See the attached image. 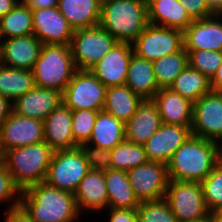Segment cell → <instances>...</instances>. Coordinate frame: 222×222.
I'll use <instances>...</instances> for the list:
<instances>
[{"label":"cell","instance_id":"5","mask_svg":"<svg viewBox=\"0 0 222 222\" xmlns=\"http://www.w3.org/2000/svg\"><path fill=\"white\" fill-rule=\"evenodd\" d=\"M31 71L35 86L63 93L77 71L70 45L43 44Z\"/></svg>","mask_w":222,"mask_h":222},{"label":"cell","instance_id":"51","mask_svg":"<svg viewBox=\"0 0 222 222\" xmlns=\"http://www.w3.org/2000/svg\"><path fill=\"white\" fill-rule=\"evenodd\" d=\"M17 4H26L29 0H14Z\"/></svg>","mask_w":222,"mask_h":222},{"label":"cell","instance_id":"6","mask_svg":"<svg viewBox=\"0 0 222 222\" xmlns=\"http://www.w3.org/2000/svg\"><path fill=\"white\" fill-rule=\"evenodd\" d=\"M89 171L90 167L80 146L58 150L53 153L44 182L74 194L81 179Z\"/></svg>","mask_w":222,"mask_h":222},{"label":"cell","instance_id":"45","mask_svg":"<svg viewBox=\"0 0 222 222\" xmlns=\"http://www.w3.org/2000/svg\"><path fill=\"white\" fill-rule=\"evenodd\" d=\"M13 110L12 102L0 95V127Z\"/></svg>","mask_w":222,"mask_h":222},{"label":"cell","instance_id":"2","mask_svg":"<svg viewBox=\"0 0 222 222\" xmlns=\"http://www.w3.org/2000/svg\"><path fill=\"white\" fill-rule=\"evenodd\" d=\"M20 207L32 222H77L81 216L73 193L46 182L21 191Z\"/></svg>","mask_w":222,"mask_h":222},{"label":"cell","instance_id":"50","mask_svg":"<svg viewBox=\"0 0 222 222\" xmlns=\"http://www.w3.org/2000/svg\"><path fill=\"white\" fill-rule=\"evenodd\" d=\"M186 222H213V219H212V215L211 213L204 217V218H200V219H197V220H191V221H186Z\"/></svg>","mask_w":222,"mask_h":222},{"label":"cell","instance_id":"4","mask_svg":"<svg viewBox=\"0 0 222 222\" xmlns=\"http://www.w3.org/2000/svg\"><path fill=\"white\" fill-rule=\"evenodd\" d=\"M54 150L45 142L5 151L0 161L21 190L45 181Z\"/></svg>","mask_w":222,"mask_h":222},{"label":"cell","instance_id":"25","mask_svg":"<svg viewBox=\"0 0 222 222\" xmlns=\"http://www.w3.org/2000/svg\"><path fill=\"white\" fill-rule=\"evenodd\" d=\"M126 85L143 100H152L160 90L155 79L153 63L132 53Z\"/></svg>","mask_w":222,"mask_h":222},{"label":"cell","instance_id":"52","mask_svg":"<svg viewBox=\"0 0 222 222\" xmlns=\"http://www.w3.org/2000/svg\"><path fill=\"white\" fill-rule=\"evenodd\" d=\"M2 35H1V27H0V45H1V42H2Z\"/></svg>","mask_w":222,"mask_h":222},{"label":"cell","instance_id":"30","mask_svg":"<svg viewBox=\"0 0 222 222\" xmlns=\"http://www.w3.org/2000/svg\"><path fill=\"white\" fill-rule=\"evenodd\" d=\"M35 87L32 71L0 64V95L12 103Z\"/></svg>","mask_w":222,"mask_h":222},{"label":"cell","instance_id":"13","mask_svg":"<svg viewBox=\"0 0 222 222\" xmlns=\"http://www.w3.org/2000/svg\"><path fill=\"white\" fill-rule=\"evenodd\" d=\"M43 141V121L16 114L12 110L0 127V156L5 151Z\"/></svg>","mask_w":222,"mask_h":222},{"label":"cell","instance_id":"44","mask_svg":"<svg viewBox=\"0 0 222 222\" xmlns=\"http://www.w3.org/2000/svg\"><path fill=\"white\" fill-rule=\"evenodd\" d=\"M26 5L31 10L58 7V0H29Z\"/></svg>","mask_w":222,"mask_h":222},{"label":"cell","instance_id":"47","mask_svg":"<svg viewBox=\"0 0 222 222\" xmlns=\"http://www.w3.org/2000/svg\"><path fill=\"white\" fill-rule=\"evenodd\" d=\"M16 4L14 0H0V18L9 13Z\"/></svg>","mask_w":222,"mask_h":222},{"label":"cell","instance_id":"14","mask_svg":"<svg viewBox=\"0 0 222 222\" xmlns=\"http://www.w3.org/2000/svg\"><path fill=\"white\" fill-rule=\"evenodd\" d=\"M132 53L131 43L117 42L90 71L107 88L126 85L127 71Z\"/></svg>","mask_w":222,"mask_h":222},{"label":"cell","instance_id":"43","mask_svg":"<svg viewBox=\"0 0 222 222\" xmlns=\"http://www.w3.org/2000/svg\"><path fill=\"white\" fill-rule=\"evenodd\" d=\"M3 222H32L30 217L23 211L21 207L9 210L4 213Z\"/></svg>","mask_w":222,"mask_h":222},{"label":"cell","instance_id":"39","mask_svg":"<svg viewBox=\"0 0 222 222\" xmlns=\"http://www.w3.org/2000/svg\"><path fill=\"white\" fill-rule=\"evenodd\" d=\"M21 190L15 185L14 180L6 166L0 161V203H7L4 212L20 207Z\"/></svg>","mask_w":222,"mask_h":222},{"label":"cell","instance_id":"49","mask_svg":"<svg viewBox=\"0 0 222 222\" xmlns=\"http://www.w3.org/2000/svg\"><path fill=\"white\" fill-rule=\"evenodd\" d=\"M213 222H222V208L211 213Z\"/></svg>","mask_w":222,"mask_h":222},{"label":"cell","instance_id":"29","mask_svg":"<svg viewBox=\"0 0 222 222\" xmlns=\"http://www.w3.org/2000/svg\"><path fill=\"white\" fill-rule=\"evenodd\" d=\"M124 140L125 123L104 111L98 112L90 140L87 143L111 150Z\"/></svg>","mask_w":222,"mask_h":222},{"label":"cell","instance_id":"28","mask_svg":"<svg viewBox=\"0 0 222 222\" xmlns=\"http://www.w3.org/2000/svg\"><path fill=\"white\" fill-rule=\"evenodd\" d=\"M142 101L127 85L111 86L106 89L103 111L126 124Z\"/></svg>","mask_w":222,"mask_h":222},{"label":"cell","instance_id":"1","mask_svg":"<svg viewBox=\"0 0 222 222\" xmlns=\"http://www.w3.org/2000/svg\"><path fill=\"white\" fill-rule=\"evenodd\" d=\"M222 160V146L191 135L167 163L169 180L201 183Z\"/></svg>","mask_w":222,"mask_h":222},{"label":"cell","instance_id":"48","mask_svg":"<svg viewBox=\"0 0 222 222\" xmlns=\"http://www.w3.org/2000/svg\"><path fill=\"white\" fill-rule=\"evenodd\" d=\"M208 3L216 13H222V0H208Z\"/></svg>","mask_w":222,"mask_h":222},{"label":"cell","instance_id":"15","mask_svg":"<svg viewBox=\"0 0 222 222\" xmlns=\"http://www.w3.org/2000/svg\"><path fill=\"white\" fill-rule=\"evenodd\" d=\"M33 34L43 44L70 45L74 30L58 7L32 10Z\"/></svg>","mask_w":222,"mask_h":222},{"label":"cell","instance_id":"37","mask_svg":"<svg viewBox=\"0 0 222 222\" xmlns=\"http://www.w3.org/2000/svg\"><path fill=\"white\" fill-rule=\"evenodd\" d=\"M186 52L189 66L212 80L222 62V52L209 50Z\"/></svg>","mask_w":222,"mask_h":222},{"label":"cell","instance_id":"31","mask_svg":"<svg viewBox=\"0 0 222 222\" xmlns=\"http://www.w3.org/2000/svg\"><path fill=\"white\" fill-rule=\"evenodd\" d=\"M169 88L192 103L212 91L211 80L189 65L175 78Z\"/></svg>","mask_w":222,"mask_h":222},{"label":"cell","instance_id":"27","mask_svg":"<svg viewBox=\"0 0 222 222\" xmlns=\"http://www.w3.org/2000/svg\"><path fill=\"white\" fill-rule=\"evenodd\" d=\"M105 183L108 208L137 209L140 205L130 184L127 171L113 169L105 171Z\"/></svg>","mask_w":222,"mask_h":222},{"label":"cell","instance_id":"17","mask_svg":"<svg viewBox=\"0 0 222 222\" xmlns=\"http://www.w3.org/2000/svg\"><path fill=\"white\" fill-rule=\"evenodd\" d=\"M185 51L209 50L222 52V13L193 20L183 32Z\"/></svg>","mask_w":222,"mask_h":222},{"label":"cell","instance_id":"8","mask_svg":"<svg viewBox=\"0 0 222 222\" xmlns=\"http://www.w3.org/2000/svg\"><path fill=\"white\" fill-rule=\"evenodd\" d=\"M107 87L90 71L77 70L62 93L63 103L72 111H103Z\"/></svg>","mask_w":222,"mask_h":222},{"label":"cell","instance_id":"40","mask_svg":"<svg viewBox=\"0 0 222 222\" xmlns=\"http://www.w3.org/2000/svg\"><path fill=\"white\" fill-rule=\"evenodd\" d=\"M91 170L107 171L111 169V150L99 148L88 143L80 145Z\"/></svg>","mask_w":222,"mask_h":222},{"label":"cell","instance_id":"46","mask_svg":"<svg viewBox=\"0 0 222 222\" xmlns=\"http://www.w3.org/2000/svg\"><path fill=\"white\" fill-rule=\"evenodd\" d=\"M211 89L212 92L222 94V62L211 80Z\"/></svg>","mask_w":222,"mask_h":222},{"label":"cell","instance_id":"11","mask_svg":"<svg viewBox=\"0 0 222 222\" xmlns=\"http://www.w3.org/2000/svg\"><path fill=\"white\" fill-rule=\"evenodd\" d=\"M191 131L222 146V94L211 91L193 103Z\"/></svg>","mask_w":222,"mask_h":222},{"label":"cell","instance_id":"23","mask_svg":"<svg viewBox=\"0 0 222 222\" xmlns=\"http://www.w3.org/2000/svg\"><path fill=\"white\" fill-rule=\"evenodd\" d=\"M161 117L152 100H143L125 124V140L143 145L161 126Z\"/></svg>","mask_w":222,"mask_h":222},{"label":"cell","instance_id":"12","mask_svg":"<svg viewBox=\"0 0 222 222\" xmlns=\"http://www.w3.org/2000/svg\"><path fill=\"white\" fill-rule=\"evenodd\" d=\"M130 184L139 202L165 197L169 184L167 165L148 161L127 171Z\"/></svg>","mask_w":222,"mask_h":222},{"label":"cell","instance_id":"35","mask_svg":"<svg viewBox=\"0 0 222 222\" xmlns=\"http://www.w3.org/2000/svg\"><path fill=\"white\" fill-rule=\"evenodd\" d=\"M138 222H178L165 198L140 202Z\"/></svg>","mask_w":222,"mask_h":222},{"label":"cell","instance_id":"32","mask_svg":"<svg viewBox=\"0 0 222 222\" xmlns=\"http://www.w3.org/2000/svg\"><path fill=\"white\" fill-rule=\"evenodd\" d=\"M158 87L169 88L175 78L189 65L188 53L181 51L165 55L152 62Z\"/></svg>","mask_w":222,"mask_h":222},{"label":"cell","instance_id":"18","mask_svg":"<svg viewBox=\"0 0 222 222\" xmlns=\"http://www.w3.org/2000/svg\"><path fill=\"white\" fill-rule=\"evenodd\" d=\"M191 135V126L162 123L154 135L143 144L148 160L167 165L174 152Z\"/></svg>","mask_w":222,"mask_h":222},{"label":"cell","instance_id":"38","mask_svg":"<svg viewBox=\"0 0 222 222\" xmlns=\"http://www.w3.org/2000/svg\"><path fill=\"white\" fill-rule=\"evenodd\" d=\"M98 112L94 110L72 111V133L77 146L90 140Z\"/></svg>","mask_w":222,"mask_h":222},{"label":"cell","instance_id":"9","mask_svg":"<svg viewBox=\"0 0 222 222\" xmlns=\"http://www.w3.org/2000/svg\"><path fill=\"white\" fill-rule=\"evenodd\" d=\"M164 198L178 222L197 220L210 214L199 182L170 180Z\"/></svg>","mask_w":222,"mask_h":222},{"label":"cell","instance_id":"22","mask_svg":"<svg viewBox=\"0 0 222 222\" xmlns=\"http://www.w3.org/2000/svg\"><path fill=\"white\" fill-rule=\"evenodd\" d=\"M152 101L158 108L162 123L192 126L193 103L190 100L170 88H161Z\"/></svg>","mask_w":222,"mask_h":222},{"label":"cell","instance_id":"36","mask_svg":"<svg viewBox=\"0 0 222 222\" xmlns=\"http://www.w3.org/2000/svg\"><path fill=\"white\" fill-rule=\"evenodd\" d=\"M201 184L209 212L222 208V160Z\"/></svg>","mask_w":222,"mask_h":222},{"label":"cell","instance_id":"34","mask_svg":"<svg viewBox=\"0 0 222 222\" xmlns=\"http://www.w3.org/2000/svg\"><path fill=\"white\" fill-rule=\"evenodd\" d=\"M149 160L143 145L124 140L111 149V169L128 171Z\"/></svg>","mask_w":222,"mask_h":222},{"label":"cell","instance_id":"3","mask_svg":"<svg viewBox=\"0 0 222 222\" xmlns=\"http://www.w3.org/2000/svg\"><path fill=\"white\" fill-rule=\"evenodd\" d=\"M146 0H102L99 25L118 42L133 43L148 25Z\"/></svg>","mask_w":222,"mask_h":222},{"label":"cell","instance_id":"26","mask_svg":"<svg viewBox=\"0 0 222 222\" xmlns=\"http://www.w3.org/2000/svg\"><path fill=\"white\" fill-rule=\"evenodd\" d=\"M101 0H58V9L75 31L100 23Z\"/></svg>","mask_w":222,"mask_h":222},{"label":"cell","instance_id":"24","mask_svg":"<svg viewBox=\"0 0 222 222\" xmlns=\"http://www.w3.org/2000/svg\"><path fill=\"white\" fill-rule=\"evenodd\" d=\"M148 23L184 32L193 22L179 0H146Z\"/></svg>","mask_w":222,"mask_h":222},{"label":"cell","instance_id":"42","mask_svg":"<svg viewBox=\"0 0 222 222\" xmlns=\"http://www.w3.org/2000/svg\"><path fill=\"white\" fill-rule=\"evenodd\" d=\"M107 222H138L136 209L108 208Z\"/></svg>","mask_w":222,"mask_h":222},{"label":"cell","instance_id":"41","mask_svg":"<svg viewBox=\"0 0 222 222\" xmlns=\"http://www.w3.org/2000/svg\"><path fill=\"white\" fill-rule=\"evenodd\" d=\"M179 2L192 20H199L216 14L208 0H179Z\"/></svg>","mask_w":222,"mask_h":222},{"label":"cell","instance_id":"19","mask_svg":"<svg viewBox=\"0 0 222 222\" xmlns=\"http://www.w3.org/2000/svg\"><path fill=\"white\" fill-rule=\"evenodd\" d=\"M62 102L60 91L35 86L20 96L12 105L16 114L44 121Z\"/></svg>","mask_w":222,"mask_h":222},{"label":"cell","instance_id":"20","mask_svg":"<svg viewBox=\"0 0 222 222\" xmlns=\"http://www.w3.org/2000/svg\"><path fill=\"white\" fill-rule=\"evenodd\" d=\"M76 204L81 215L108 211V195L105 183V172L91 170L81 179L74 193ZM83 212V213H82Z\"/></svg>","mask_w":222,"mask_h":222},{"label":"cell","instance_id":"16","mask_svg":"<svg viewBox=\"0 0 222 222\" xmlns=\"http://www.w3.org/2000/svg\"><path fill=\"white\" fill-rule=\"evenodd\" d=\"M42 45L34 34L3 39L0 45V64L31 71L39 58Z\"/></svg>","mask_w":222,"mask_h":222},{"label":"cell","instance_id":"33","mask_svg":"<svg viewBox=\"0 0 222 222\" xmlns=\"http://www.w3.org/2000/svg\"><path fill=\"white\" fill-rule=\"evenodd\" d=\"M2 39L33 35L32 10L26 4L16 6L0 18Z\"/></svg>","mask_w":222,"mask_h":222},{"label":"cell","instance_id":"7","mask_svg":"<svg viewBox=\"0 0 222 222\" xmlns=\"http://www.w3.org/2000/svg\"><path fill=\"white\" fill-rule=\"evenodd\" d=\"M117 42L99 24L75 30L70 49L77 70H90Z\"/></svg>","mask_w":222,"mask_h":222},{"label":"cell","instance_id":"10","mask_svg":"<svg viewBox=\"0 0 222 222\" xmlns=\"http://www.w3.org/2000/svg\"><path fill=\"white\" fill-rule=\"evenodd\" d=\"M133 53L155 61L184 48L183 32L177 29L148 24L132 43Z\"/></svg>","mask_w":222,"mask_h":222},{"label":"cell","instance_id":"21","mask_svg":"<svg viewBox=\"0 0 222 222\" xmlns=\"http://www.w3.org/2000/svg\"><path fill=\"white\" fill-rule=\"evenodd\" d=\"M44 123V141L54 150L77 147L72 133V110L63 102L54 109Z\"/></svg>","mask_w":222,"mask_h":222}]
</instances>
